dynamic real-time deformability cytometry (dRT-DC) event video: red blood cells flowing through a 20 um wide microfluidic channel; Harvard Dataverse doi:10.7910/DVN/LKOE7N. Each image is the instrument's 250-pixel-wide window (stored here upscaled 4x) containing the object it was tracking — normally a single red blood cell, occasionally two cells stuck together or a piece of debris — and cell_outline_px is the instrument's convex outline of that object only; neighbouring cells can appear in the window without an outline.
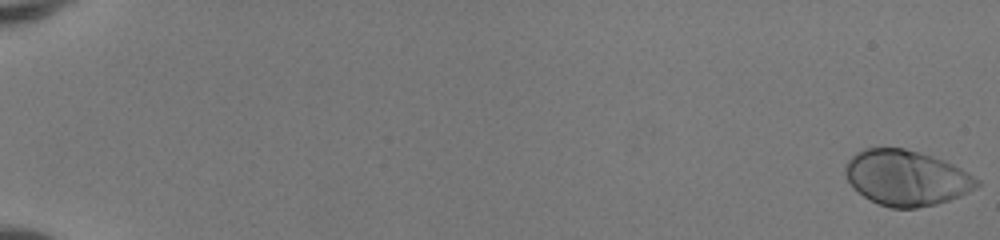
{"species": "human", "species_latin": "Homo sapiens", "temperature_condition": "room temperature", "stored_images_in_passage": 52, "camera_frame_rate_fps": 3000, "um_per_image_px": 0.085, "donor": {"sex": "female"}, "frame": {"image": 1, "passage_image": 1, "time_ms": 0.0, "image_size_px": [1000, 240], "cell_outline_px": [[980, 184], [968, 192], [960, 196], [936, 204], [916, 208], [892, 208], [880, 204], [864, 196], [848, 180], [844, 172], [844, 164], [856, 152], [864, 148], [904, 148], [920, 152], [944, 160], [968, 172], [980, 180]], "centroid_in_image_um": [77.05, 15.1], "position_along_channel_um": 8.0, "area_um2": 42.25}}
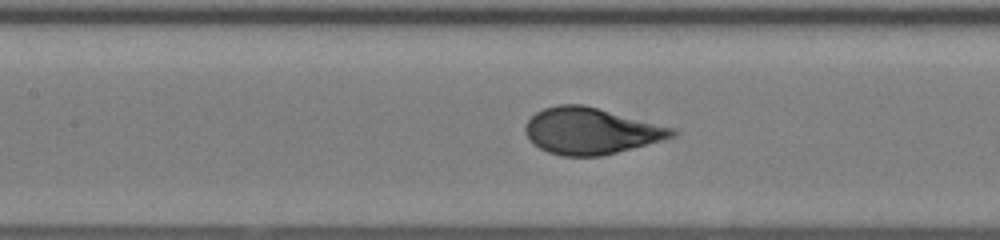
{"frame": {"image": 2, "passage_image": 27, "time_ms": 8.667, "image_size_px": [1000, 240], "cell_outline_px": [[680, 132], [676, 136], [664, 140], [600, 156], [560, 156], [548, 152], [540, 148], [528, 140], [524, 132], [524, 128], [528, 120], [536, 112], [544, 108], [556, 104], [580, 104], [676, 128]], "centroid_in_image_um": [50.22, 11.14], "position_along_channel_um": 157.2, "area_um2": 39.71}}
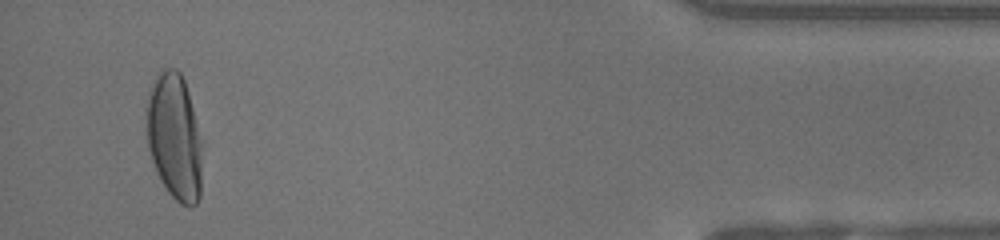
{"frame": {"image": 3, "passage_image": 50, "time_ms": 16.333, "image_size_px": [1000, 240], "cell_outline_px": [[200, 196], [196, 204], [188, 208], [180, 204], [168, 192], [160, 180], [156, 172], [148, 148], [148, 100], [156, 72], [168, 68], [176, 68], [180, 72], [184, 80], [188, 92], [200, 140]], "centroid_in_image_um": [14.82, 11.67], "position_along_channel_um": 420.4, "area_um2": 40.11}, "authors_computed_cell_mechanics": {"area_um2": 40.171, "velocity_mm_per_s": 4.1564, "shape_relaxation_time_tau1_ms": 2.8982, "shape_relaxation_time_tau2_ms": null, "deformation_change_tau1": 0.1997, "deformation_change_tau2": null}}